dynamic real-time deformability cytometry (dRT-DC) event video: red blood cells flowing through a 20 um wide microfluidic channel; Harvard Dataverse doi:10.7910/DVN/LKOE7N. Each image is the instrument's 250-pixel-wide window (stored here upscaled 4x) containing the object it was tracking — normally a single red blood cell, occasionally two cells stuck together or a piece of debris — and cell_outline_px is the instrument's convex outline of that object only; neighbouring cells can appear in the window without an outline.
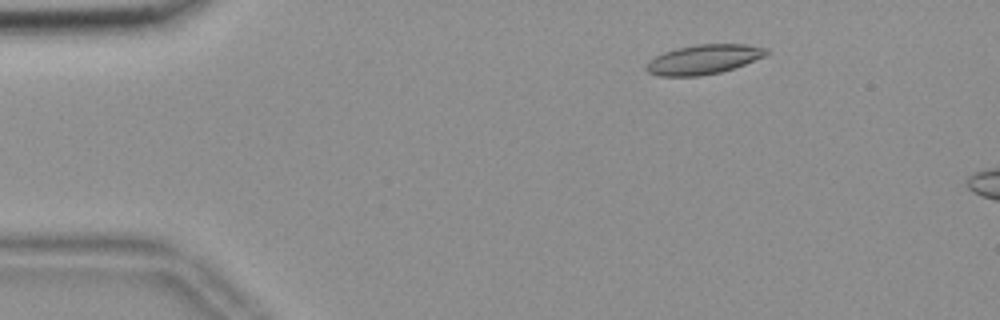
{"species": "common noctule bat (a hibernating species)", "species_latin": "Nyctalus noctula", "temperature_condition": "room temperature", "stored_images_in_passage": 13, "camera_frame_rate_fps": 3000, "um_per_image_px": 0.085, "animal": {"sex": "female", "body_mass_g": 18.4}, "frame": {"image": 1, "passage_image": 8, "time_ms": 2.333, "image_size_px": [1000, 320], "cell_outline_px": [[768, 52], [764, 56], [744, 64], [720, 72], [700, 76], [660, 76], [648, 72], [644, 68], [648, 60], [664, 52], [676, 48], [696, 44], [744, 44], [768, 48]], "centroid_in_image_um": [59.76, 5.04], "position_along_channel_um": 25.2, "area_um2": 20.58}}